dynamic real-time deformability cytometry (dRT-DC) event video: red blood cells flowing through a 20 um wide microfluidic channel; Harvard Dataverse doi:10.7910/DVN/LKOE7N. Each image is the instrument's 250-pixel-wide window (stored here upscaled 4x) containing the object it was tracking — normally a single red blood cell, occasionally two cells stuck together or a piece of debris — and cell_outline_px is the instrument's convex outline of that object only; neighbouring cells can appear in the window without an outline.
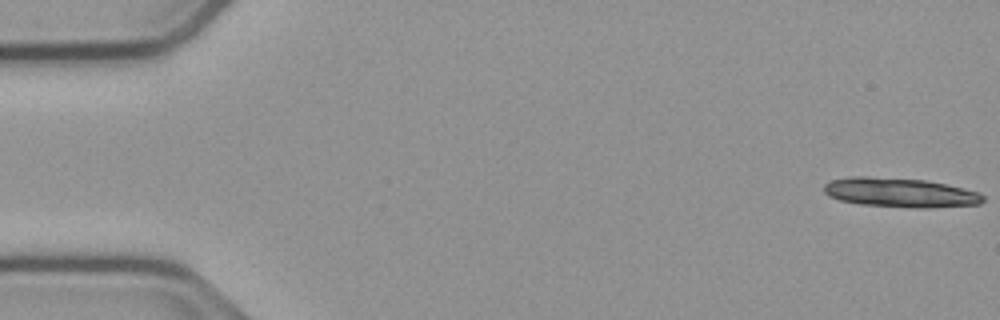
{"species": "common noctule bat (a hibernating species)", "species_latin": "Nyctalus noctula", "temperature_condition": "cold", "stored_images_in_passage": 15, "camera_frame_rate_fps": 3000, "um_per_image_px": 0.085, "animal": {"sex": "male", "body_mass_g": 23.1, "forearm_length_mm": 52.7}, "frame": {"image": 1, "passage_image": 1, "time_ms": 0.0, "image_size_px": [1000, 320], "cell_outline_px": [[984, 200], [980, 204], [932, 208], [912, 208], [860, 204], [840, 200], [824, 192], [824, 184], [832, 180], [852, 176], [868, 176], [924, 180], [944, 184], [976, 192], [984, 196]], "centroid_in_image_um": [76.5, 16.38], "position_along_channel_um": 8.5, "area_um2": 26.99}}